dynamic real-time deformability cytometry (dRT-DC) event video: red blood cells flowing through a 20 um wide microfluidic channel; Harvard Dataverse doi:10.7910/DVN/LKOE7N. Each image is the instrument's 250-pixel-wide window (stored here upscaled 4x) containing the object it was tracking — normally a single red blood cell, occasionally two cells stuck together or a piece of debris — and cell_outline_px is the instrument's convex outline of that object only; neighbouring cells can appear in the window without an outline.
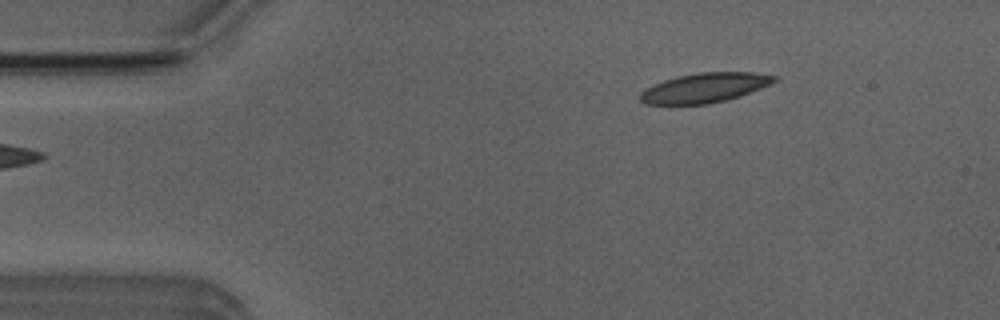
{"species": "Egyptian fruit bat (a non-hibernating species)", "species_latin": "Rousettus aegyptiacus", "temperature_condition": "room temperature", "stored_images_in_passage": 45, "camera_frame_rate_fps": 3000, "um_per_image_px": 0.085, "animal": {"sex": "male"}, "frame": {"image": 1, "passage_image": 1, "time_ms": 0.0, "image_size_px": [1000, 320], "cell_outline_px": [[780, 80], [740, 96], [708, 104], [644, 104], [640, 100], [640, 92], [664, 80], [676, 76], [700, 72], [752, 72], [776, 76]], "centroid_in_image_um": [59.92, 7.45], "position_along_channel_um": 25.1, "area_um2": 22.95}}
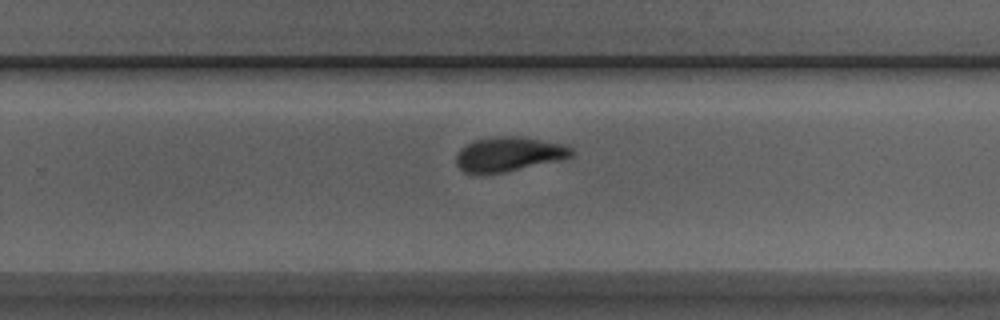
{"frame": {"image": 2, "passage_image": 26, "time_ms": 8.333, "image_size_px": [1000, 320], "cell_outline_px": [[572, 156], [564, 160], [504, 172], [476, 176], [464, 172], [456, 164], [456, 156], [460, 148], [476, 140], [496, 136], [516, 136], [564, 144], [572, 148]], "centroid_in_image_um": [43.23, 13.14], "position_along_channel_um": 286.6, "area_um2": 23.47}}
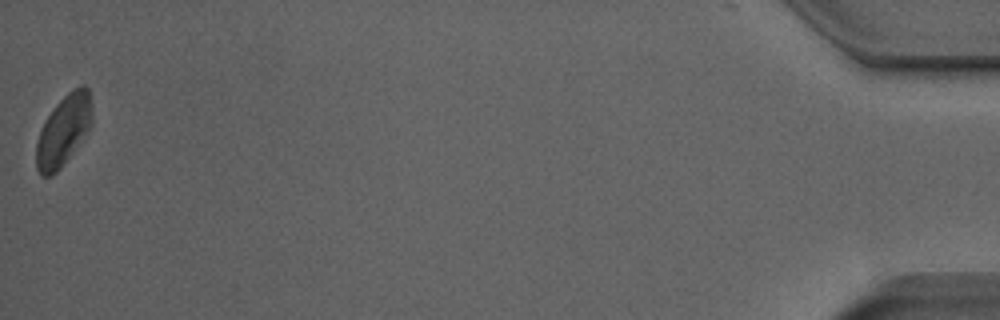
{"frame": {"image": 3, "passage_image": 45, "time_ms": 14.667, "image_size_px": [1000, 320], "cell_outline_px": [[92, 128], [60, 168], [52, 176], [40, 176], [36, 168], [36, 144], [40, 132], [48, 116], [56, 104], [68, 92], [84, 84], [88, 88], [92, 112]], "centroid_in_image_um": [5.42, 11.12], "position_along_channel_um": 429.8, "area_um2": 22.83}, "authors_computed_cell_mechanics": {"area_um2": 23.1778, "velocity_mm_per_s": 3.9032, "shape_relaxation_time_tau1_ms": 3.4653, "shape_relaxation_time_tau2_ms": 1.6838, "deformation_change_tau1": 0.1261, "deformation_change_tau2": 0.0662}}